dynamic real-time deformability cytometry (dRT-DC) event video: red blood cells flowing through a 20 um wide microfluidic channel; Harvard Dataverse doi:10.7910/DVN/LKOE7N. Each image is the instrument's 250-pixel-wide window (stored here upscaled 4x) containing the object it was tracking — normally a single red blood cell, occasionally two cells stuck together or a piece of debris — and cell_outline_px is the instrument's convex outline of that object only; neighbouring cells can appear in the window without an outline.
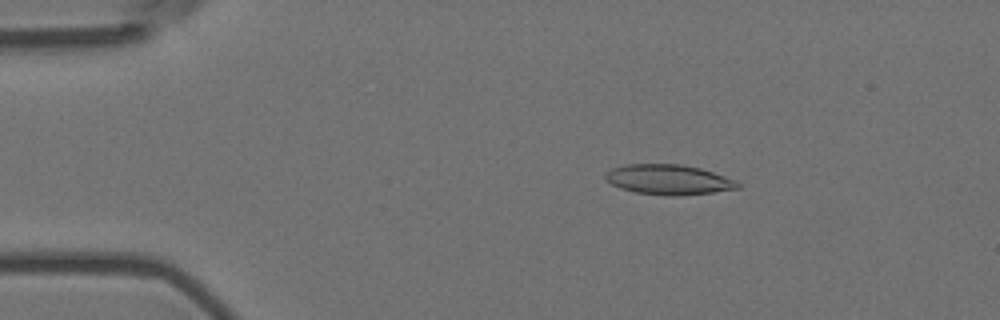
{"species": "Egyptian fruit bat (a non-hibernating species)", "species_latin": "Rousettus aegyptiacus", "temperature_condition": "room temperature", "stored_images_in_passage": 5, "camera_frame_rate_fps": 3000, "um_per_image_px": 0.085, "animal": {"sex": "female"}, "frame": {"image": 1, "passage_image": 3, "time_ms": 0.667, "image_size_px": [1000, 320], "cell_outline_px": [[740, 188], [712, 192], [676, 196], [668, 196], [636, 192], [620, 188], [612, 184], [604, 176], [604, 172], [612, 168], [624, 164], [680, 164], [700, 168], [736, 180], [740, 184]], "centroid_in_image_um": [56.81, 15.26], "position_along_channel_um": 28.2, "area_um2": 23.12}}